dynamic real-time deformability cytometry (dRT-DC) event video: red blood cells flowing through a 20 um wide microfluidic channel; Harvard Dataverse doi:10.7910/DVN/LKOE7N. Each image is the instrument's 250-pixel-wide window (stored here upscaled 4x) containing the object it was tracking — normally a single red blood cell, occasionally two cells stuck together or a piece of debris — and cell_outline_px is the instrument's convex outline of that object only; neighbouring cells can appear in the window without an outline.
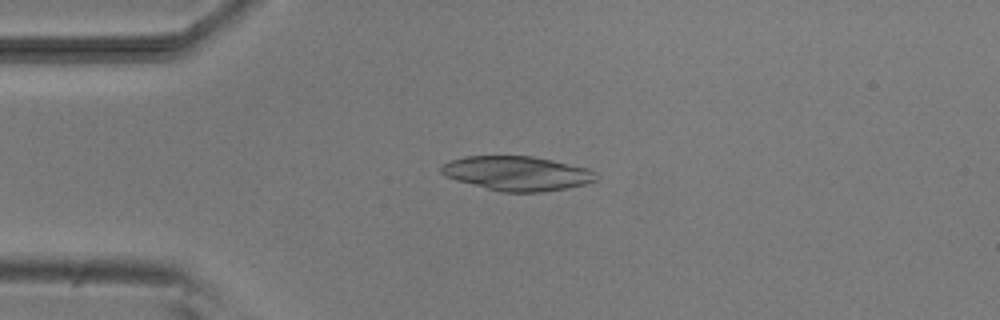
{"species": "common noctule bat (a hibernating species)", "species_latin": "Nyctalus noctula", "temperature_condition": "room temperature", "stored_images_in_passage": 5, "camera_frame_rate_fps": 3000, "um_per_image_px": 0.085, "animal": {"sex": "male", "body_mass_g": 20.5, "forearm_length_mm": 52.5}, "frame": {"image": 1, "passage_image": 4, "time_ms": 3.667, "image_size_px": [1000, 320], "cell_outline_px": [[600, 176], [596, 180], [584, 184], [568, 188], [544, 192], [500, 192], [456, 180], [444, 176], [440, 172], [440, 168], [448, 160], [464, 156], [532, 156], [552, 160], [588, 168], [596, 172]], "centroid_in_image_um": [43.95, 14.74], "position_along_channel_um": 41.0, "area_um2": 31.27}}